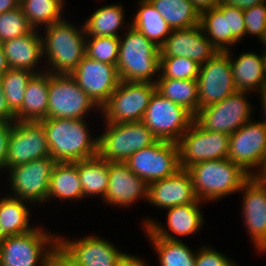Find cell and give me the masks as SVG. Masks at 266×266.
<instances>
[{
	"label": "cell",
	"instance_id": "cell-1",
	"mask_svg": "<svg viewBox=\"0 0 266 266\" xmlns=\"http://www.w3.org/2000/svg\"><path fill=\"white\" fill-rule=\"evenodd\" d=\"M46 132L50 156L56 162H77L98 154V138H91L85 119L46 118L39 121Z\"/></svg>",
	"mask_w": 266,
	"mask_h": 266
},
{
	"label": "cell",
	"instance_id": "cell-2",
	"mask_svg": "<svg viewBox=\"0 0 266 266\" xmlns=\"http://www.w3.org/2000/svg\"><path fill=\"white\" fill-rule=\"evenodd\" d=\"M44 31L45 35L41 34L43 55L50 65L46 71L70 75L86 56L84 26L78 29L63 18L45 26Z\"/></svg>",
	"mask_w": 266,
	"mask_h": 266
},
{
	"label": "cell",
	"instance_id": "cell-3",
	"mask_svg": "<svg viewBox=\"0 0 266 266\" xmlns=\"http://www.w3.org/2000/svg\"><path fill=\"white\" fill-rule=\"evenodd\" d=\"M124 36L119 39L116 64L120 81L156 84L157 79L153 80V76L159 74L160 48L131 24Z\"/></svg>",
	"mask_w": 266,
	"mask_h": 266
},
{
	"label": "cell",
	"instance_id": "cell-4",
	"mask_svg": "<svg viewBox=\"0 0 266 266\" xmlns=\"http://www.w3.org/2000/svg\"><path fill=\"white\" fill-rule=\"evenodd\" d=\"M199 201L222 199L241 190L250 177L239 165L228 158L197 163L187 169Z\"/></svg>",
	"mask_w": 266,
	"mask_h": 266
},
{
	"label": "cell",
	"instance_id": "cell-5",
	"mask_svg": "<svg viewBox=\"0 0 266 266\" xmlns=\"http://www.w3.org/2000/svg\"><path fill=\"white\" fill-rule=\"evenodd\" d=\"M105 123L106 130L97 137V155L108 162H126L133 153L158 140L142 121Z\"/></svg>",
	"mask_w": 266,
	"mask_h": 266
},
{
	"label": "cell",
	"instance_id": "cell-6",
	"mask_svg": "<svg viewBox=\"0 0 266 266\" xmlns=\"http://www.w3.org/2000/svg\"><path fill=\"white\" fill-rule=\"evenodd\" d=\"M58 235L35 227L29 233L7 236L0 244V266H46Z\"/></svg>",
	"mask_w": 266,
	"mask_h": 266
},
{
	"label": "cell",
	"instance_id": "cell-7",
	"mask_svg": "<svg viewBox=\"0 0 266 266\" xmlns=\"http://www.w3.org/2000/svg\"><path fill=\"white\" fill-rule=\"evenodd\" d=\"M194 118L189 110L155 90L142 122L158 140L177 142L192 125Z\"/></svg>",
	"mask_w": 266,
	"mask_h": 266
},
{
	"label": "cell",
	"instance_id": "cell-8",
	"mask_svg": "<svg viewBox=\"0 0 266 266\" xmlns=\"http://www.w3.org/2000/svg\"><path fill=\"white\" fill-rule=\"evenodd\" d=\"M93 107L101 111L71 75L49 72L48 118L85 119Z\"/></svg>",
	"mask_w": 266,
	"mask_h": 266
},
{
	"label": "cell",
	"instance_id": "cell-9",
	"mask_svg": "<svg viewBox=\"0 0 266 266\" xmlns=\"http://www.w3.org/2000/svg\"><path fill=\"white\" fill-rule=\"evenodd\" d=\"M155 90L154 83L120 81L109 101L101 108L104 122L142 121Z\"/></svg>",
	"mask_w": 266,
	"mask_h": 266
},
{
	"label": "cell",
	"instance_id": "cell-10",
	"mask_svg": "<svg viewBox=\"0 0 266 266\" xmlns=\"http://www.w3.org/2000/svg\"><path fill=\"white\" fill-rule=\"evenodd\" d=\"M230 135L203 129L195 120L176 142L181 169L204 161L227 158Z\"/></svg>",
	"mask_w": 266,
	"mask_h": 266
},
{
	"label": "cell",
	"instance_id": "cell-11",
	"mask_svg": "<svg viewBox=\"0 0 266 266\" xmlns=\"http://www.w3.org/2000/svg\"><path fill=\"white\" fill-rule=\"evenodd\" d=\"M131 171L148 184L176 174L180 168L176 142L157 140L133 153L126 161Z\"/></svg>",
	"mask_w": 266,
	"mask_h": 266
},
{
	"label": "cell",
	"instance_id": "cell-12",
	"mask_svg": "<svg viewBox=\"0 0 266 266\" xmlns=\"http://www.w3.org/2000/svg\"><path fill=\"white\" fill-rule=\"evenodd\" d=\"M247 93L236 91L224 100L198 110L194 120L205 130L231 135L251 120L253 109L245 96Z\"/></svg>",
	"mask_w": 266,
	"mask_h": 266
},
{
	"label": "cell",
	"instance_id": "cell-13",
	"mask_svg": "<svg viewBox=\"0 0 266 266\" xmlns=\"http://www.w3.org/2000/svg\"><path fill=\"white\" fill-rule=\"evenodd\" d=\"M230 51H219L200 65L197 77L199 110L218 103L237 91L231 72Z\"/></svg>",
	"mask_w": 266,
	"mask_h": 266
},
{
	"label": "cell",
	"instance_id": "cell-14",
	"mask_svg": "<svg viewBox=\"0 0 266 266\" xmlns=\"http://www.w3.org/2000/svg\"><path fill=\"white\" fill-rule=\"evenodd\" d=\"M227 158L250 176L255 175L251 170L266 161V126L262 121H247L230 135Z\"/></svg>",
	"mask_w": 266,
	"mask_h": 266
},
{
	"label": "cell",
	"instance_id": "cell-15",
	"mask_svg": "<svg viewBox=\"0 0 266 266\" xmlns=\"http://www.w3.org/2000/svg\"><path fill=\"white\" fill-rule=\"evenodd\" d=\"M55 164L56 161L49 156L9 169L8 179L13 191L11 196L35 204L47 202L51 173Z\"/></svg>",
	"mask_w": 266,
	"mask_h": 266
},
{
	"label": "cell",
	"instance_id": "cell-16",
	"mask_svg": "<svg viewBox=\"0 0 266 266\" xmlns=\"http://www.w3.org/2000/svg\"><path fill=\"white\" fill-rule=\"evenodd\" d=\"M50 156L46 132L40 122L13 123L4 170Z\"/></svg>",
	"mask_w": 266,
	"mask_h": 266
},
{
	"label": "cell",
	"instance_id": "cell-17",
	"mask_svg": "<svg viewBox=\"0 0 266 266\" xmlns=\"http://www.w3.org/2000/svg\"><path fill=\"white\" fill-rule=\"evenodd\" d=\"M78 86L101 109L120 83L116 65L85 56L70 74Z\"/></svg>",
	"mask_w": 266,
	"mask_h": 266
},
{
	"label": "cell",
	"instance_id": "cell-18",
	"mask_svg": "<svg viewBox=\"0 0 266 266\" xmlns=\"http://www.w3.org/2000/svg\"><path fill=\"white\" fill-rule=\"evenodd\" d=\"M219 50L206 37L200 25L172 30L160 47V57H186L202 65Z\"/></svg>",
	"mask_w": 266,
	"mask_h": 266
},
{
	"label": "cell",
	"instance_id": "cell-19",
	"mask_svg": "<svg viewBox=\"0 0 266 266\" xmlns=\"http://www.w3.org/2000/svg\"><path fill=\"white\" fill-rule=\"evenodd\" d=\"M242 212L245 227L257 251H266V187L254 176L242 185Z\"/></svg>",
	"mask_w": 266,
	"mask_h": 266
},
{
	"label": "cell",
	"instance_id": "cell-20",
	"mask_svg": "<svg viewBox=\"0 0 266 266\" xmlns=\"http://www.w3.org/2000/svg\"><path fill=\"white\" fill-rule=\"evenodd\" d=\"M58 243L82 266H119L128 253L121 252L113 243L100 236L77 240L58 236Z\"/></svg>",
	"mask_w": 266,
	"mask_h": 266
},
{
	"label": "cell",
	"instance_id": "cell-21",
	"mask_svg": "<svg viewBox=\"0 0 266 266\" xmlns=\"http://www.w3.org/2000/svg\"><path fill=\"white\" fill-rule=\"evenodd\" d=\"M147 201L160 208L202 204L192 184L190 173L180 169L176 174L148 184Z\"/></svg>",
	"mask_w": 266,
	"mask_h": 266
},
{
	"label": "cell",
	"instance_id": "cell-22",
	"mask_svg": "<svg viewBox=\"0 0 266 266\" xmlns=\"http://www.w3.org/2000/svg\"><path fill=\"white\" fill-rule=\"evenodd\" d=\"M167 228L155 220L148 219L142 222V227L148 237H159L168 240H180L178 236H190L199 231L204 223V216L200 204H187L167 208ZM144 223V224H143ZM169 231V232H168ZM171 232V233H170ZM175 234L174 235L172 234Z\"/></svg>",
	"mask_w": 266,
	"mask_h": 266
},
{
	"label": "cell",
	"instance_id": "cell-23",
	"mask_svg": "<svg viewBox=\"0 0 266 266\" xmlns=\"http://www.w3.org/2000/svg\"><path fill=\"white\" fill-rule=\"evenodd\" d=\"M109 184L104 202L128 207L139 199L147 201L148 183L136 176L126 162H109Z\"/></svg>",
	"mask_w": 266,
	"mask_h": 266
},
{
	"label": "cell",
	"instance_id": "cell-24",
	"mask_svg": "<svg viewBox=\"0 0 266 266\" xmlns=\"http://www.w3.org/2000/svg\"><path fill=\"white\" fill-rule=\"evenodd\" d=\"M38 33L37 29H33L26 35L0 44L9 68L28 70L33 73L44 72L37 70L39 62L43 59L42 36Z\"/></svg>",
	"mask_w": 266,
	"mask_h": 266
},
{
	"label": "cell",
	"instance_id": "cell-25",
	"mask_svg": "<svg viewBox=\"0 0 266 266\" xmlns=\"http://www.w3.org/2000/svg\"><path fill=\"white\" fill-rule=\"evenodd\" d=\"M230 64L237 91L249 94L251 91L262 93L266 89V70L262 55L249 51L232 60L230 52Z\"/></svg>",
	"mask_w": 266,
	"mask_h": 266
},
{
	"label": "cell",
	"instance_id": "cell-26",
	"mask_svg": "<svg viewBox=\"0 0 266 266\" xmlns=\"http://www.w3.org/2000/svg\"><path fill=\"white\" fill-rule=\"evenodd\" d=\"M49 72L34 73L27 83L21 109L16 121L39 122L48 118Z\"/></svg>",
	"mask_w": 266,
	"mask_h": 266
},
{
	"label": "cell",
	"instance_id": "cell-27",
	"mask_svg": "<svg viewBox=\"0 0 266 266\" xmlns=\"http://www.w3.org/2000/svg\"><path fill=\"white\" fill-rule=\"evenodd\" d=\"M51 198L68 201L82 200L83 190L78 175V161L56 162L48 190V200Z\"/></svg>",
	"mask_w": 266,
	"mask_h": 266
},
{
	"label": "cell",
	"instance_id": "cell-28",
	"mask_svg": "<svg viewBox=\"0 0 266 266\" xmlns=\"http://www.w3.org/2000/svg\"><path fill=\"white\" fill-rule=\"evenodd\" d=\"M137 4L138 12L131 26L160 48L172 32L171 27L148 0H140Z\"/></svg>",
	"mask_w": 266,
	"mask_h": 266
},
{
	"label": "cell",
	"instance_id": "cell-29",
	"mask_svg": "<svg viewBox=\"0 0 266 266\" xmlns=\"http://www.w3.org/2000/svg\"><path fill=\"white\" fill-rule=\"evenodd\" d=\"M109 162L98 155L78 161V175L83 198L99 195L104 199L109 184Z\"/></svg>",
	"mask_w": 266,
	"mask_h": 266
},
{
	"label": "cell",
	"instance_id": "cell-30",
	"mask_svg": "<svg viewBox=\"0 0 266 266\" xmlns=\"http://www.w3.org/2000/svg\"><path fill=\"white\" fill-rule=\"evenodd\" d=\"M199 25L206 37L219 51L230 50L231 31H229L227 5L219 4L215 8L201 12Z\"/></svg>",
	"mask_w": 266,
	"mask_h": 266
},
{
	"label": "cell",
	"instance_id": "cell-31",
	"mask_svg": "<svg viewBox=\"0 0 266 266\" xmlns=\"http://www.w3.org/2000/svg\"><path fill=\"white\" fill-rule=\"evenodd\" d=\"M26 205L28 201L10 195L0 199V222L6 236L21 235L35 229V226H30V211Z\"/></svg>",
	"mask_w": 266,
	"mask_h": 266
},
{
	"label": "cell",
	"instance_id": "cell-32",
	"mask_svg": "<svg viewBox=\"0 0 266 266\" xmlns=\"http://www.w3.org/2000/svg\"><path fill=\"white\" fill-rule=\"evenodd\" d=\"M172 30L200 24V13L190 0H148Z\"/></svg>",
	"mask_w": 266,
	"mask_h": 266
},
{
	"label": "cell",
	"instance_id": "cell-33",
	"mask_svg": "<svg viewBox=\"0 0 266 266\" xmlns=\"http://www.w3.org/2000/svg\"><path fill=\"white\" fill-rule=\"evenodd\" d=\"M156 90L165 98L189 110L194 116L199 110L197 80L157 78Z\"/></svg>",
	"mask_w": 266,
	"mask_h": 266
},
{
	"label": "cell",
	"instance_id": "cell-34",
	"mask_svg": "<svg viewBox=\"0 0 266 266\" xmlns=\"http://www.w3.org/2000/svg\"><path fill=\"white\" fill-rule=\"evenodd\" d=\"M124 10L122 4H111L98 8L84 21L85 35L120 37L117 32L125 22Z\"/></svg>",
	"mask_w": 266,
	"mask_h": 266
},
{
	"label": "cell",
	"instance_id": "cell-35",
	"mask_svg": "<svg viewBox=\"0 0 266 266\" xmlns=\"http://www.w3.org/2000/svg\"><path fill=\"white\" fill-rule=\"evenodd\" d=\"M159 256V266H195L196 252L181 240L148 237Z\"/></svg>",
	"mask_w": 266,
	"mask_h": 266
},
{
	"label": "cell",
	"instance_id": "cell-36",
	"mask_svg": "<svg viewBox=\"0 0 266 266\" xmlns=\"http://www.w3.org/2000/svg\"><path fill=\"white\" fill-rule=\"evenodd\" d=\"M63 0H20V7L34 29L63 19ZM62 13V14H61Z\"/></svg>",
	"mask_w": 266,
	"mask_h": 266
},
{
	"label": "cell",
	"instance_id": "cell-37",
	"mask_svg": "<svg viewBox=\"0 0 266 266\" xmlns=\"http://www.w3.org/2000/svg\"><path fill=\"white\" fill-rule=\"evenodd\" d=\"M33 74L32 71L9 68L0 78L8 106L15 114L22 107L25 89Z\"/></svg>",
	"mask_w": 266,
	"mask_h": 266
},
{
	"label": "cell",
	"instance_id": "cell-38",
	"mask_svg": "<svg viewBox=\"0 0 266 266\" xmlns=\"http://www.w3.org/2000/svg\"><path fill=\"white\" fill-rule=\"evenodd\" d=\"M119 39L117 36H86V56L116 65L119 56Z\"/></svg>",
	"mask_w": 266,
	"mask_h": 266
},
{
	"label": "cell",
	"instance_id": "cell-39",
	"mask_svg": "<svg viewBox=\"0 0 266 266\" xmlns=\"http://www.w3.org/2000/svg\"><path fill=\"white\" fill-rule=\"evenodd\" d=\"M200 64L186 57H160L158 78L197 80Z\"/></svg>",
	"mask_w": 266,
	"mask_h": 266
},
{
	"label": "cell",
	"instance_id": "cell-40",
	"mask_svg": "<svg viewBox=\"0 0 266 266\" xmlns=\"http://www.w3.org/2000/svg\"><path fill=\"white\" fill-rule=\"evenodd\" d=\"M33 29L20 6L0 14V44L26 35Z\"/></svg>",
	"mask_w": 266,
	"mask_h": 266
},
{
	"label": "cell",
	"instance_id": "cell-41",
	"mask_svg": "<svg viewBox=\"0 0 266 266\" xmlns=\"http://www.w3.org/2000/svg\"><path fill=\"white\" fill-rule=\"evenodd\" d=\"M245 19V37L254 35L260 40L266 27V2L243 10Z\"/></svg>",
	"mask_w": 266,
	"mask_h": 266
},
{
	"label": "cell",
	"instance_id": "cell-42",
	"mask_svg": "<svg viewBox=\"0 0 266 266\" xmlns=\"http://www.w3.org/2000/svg\"><path fill=\"white\" fill-rule=\"evenodd\" d=\"M235 263L225 254L208 246L201 247L196 252L195 266H236Z\"/></svg>",
	"mask_w": 266,
	"mask_h": 266
},
{
	"label": "cell",
	"instance_id": "cell-43",
	"mask_svg": "<svg viewBox=\"0 0 266 266\" xmlns=\"http://www.w3.org/2000/svg\"><path fill=\"white\" fill-rule=\"evenodd\" d=\"M228 23L231 31V46L245 36V19L243 9L228 6Z\"/></svg>",
	"mask_w": 266,
	"mask_h": 266
},
{
	"label": "cell",
	"instance_id": "cell-44",
	"mask_svg": "<svg viewBox=\"0 0 266 266\" xmlns=\"http://www.w3.org/2000/svg\"><path fill=\"white\" fill-rule=\"evenodd\" d=\"M46 266H82L58 243L50 252Z\"/></svg>",
	"mask_w": 266,
	"mask_h": 266
},
{
	"label": "cell",
	"instance_id": "cell-45",
	"mask_svg": "<svg viewBox=\"0 0 266 266\" xmlns=\"http://www.w3.org/2000/svg\"><path fill=\"white\" fill-rule=\"evenodd\" d=\"M13 123L0 120V171L6 167L9 138Z\"/></svg>",
	"mask_w": 266,
	"mask_h": 266
},
{
	"label": "cell",
	"instance_id": "cell-46",
	"mask_svg": "<svg viewBox=\"0 0 266 266\" xmlns=\"http://www.w3.org/2000/svg\"><path fill=\"white\" fill-rule=\"evenodd\" d=\"M0 120L7 122H16L15 113L9 108L4 91L0 81Z\"/></svg>",
	"mask_w": 266,
	"mask_h": 266
},
{
	"label": "cell",
	"instance_id": "cell-47",
	"mask_svg": "<svg viewBox=\"0 0 266 266\" xmlns=\"http://www.w3.org/2000/svg\"><path fill=\"white\" fill-rule=\"evenodd\" d=\"M264 2H266V0H221L220 4L238 7L240 9L245 10Z\"/></svg>",
	"mask_w": 266,
	"mask_h": 266
},
{
	"label": "cell",
	"instance_id": "cell-48",
	"mask_svg": "<svg viewBox=\"0 0 266 266\" xmlns=\"http://www.w3.org/2000/svg\"><path fill=\"white\" fill-rule=\"evenodd\" d=\"M199 13L217 7L221 0H190Z\"/></svg>",
	"mask_w": 266,
	"mask_h": 266
},
{
	"label": "cell",
	"instance_id": "cell-49",
	"mask_svg": "<svg viewBox=\"0 0 266 266\" xmlns=\"http://www.w3.org/2000/svg\"><path fill=\"white\" fill-rule=\"evenodd\" d=\"M119 266H148L142 258L128 254Z\"/></svg>",
	"mask_w": 266,
	"mask_h": 266
},
{
	"label": "cell",
	"instance_id": "cell-50",
	"mask_svg": "<svg viewBox=\"0 0 266 266\" xmlns=\"http://www.w3.org/2000/svg\"><path fill=\"white\" fill-rule=\"evenodd\" d=\"M20 6V0H0V14L16 9Z\"/></svg>",
	"mask_w": 266,
	"mask_h": 266
},
{
	"label": "cell",
	"instance_id": "cell-51",
	"mask_svg": "<svg viewBox=\"0 0 266 266\" xmlns=\"http://www.w3.org/2000/svg\"><path fill=\"white\" fill-rule=\"evenodd\" d=\"M9 69L7 59L3 50V47L0 45V78L7 72Z\"/></svg>",
	"mask_w": 266,
	"mask_h": 266
},
{
	"label": "cell",
	"instance_id": "cell-52",
	"mask_svg": "<svg viewBox=\"0 0 266 266\" xmlns=\"http://www.w3.org/2000/svg\"><path fill=\"white\" fill-rule=\"evenodd\" d=\"M254 177L266 187V161L262 164L261 168L255 172Z\"/></svg>",
	"mask_w": 266,
	"mask_h": 266
},
{
	"label": "cell",
	"instance_id": "cell-53",
	"mask_svg": "<svg viewBox=\"0 0 266 266\" xmlns=\"http://www.w3.org/2000/svg\"><path fill=\"white\" fill-rule=\"evenodd\" d=\"M260 95H261L260 101L263 103V105H262L263 106V113L265 114L264 116H266V89L262 93H260ZM264 119L265 120L262 122L266 126V117Z\"/></svg>",
	"mask_w": 266,
	"mask_h": 266
},
{
	"label": "cell",
	"instance_id": "cell-54",
	"mask_svg": "<svg viewBox=\"0 0 266 266\" xmlns=\"http://www.w3.org/2000/svg\"><path fill=\"white\" fill-rule=\"evenodd\" d=\"M6 237L7 236L4 234L3 228H2V225H1V222H0V244Z\"/></svg>",
	"mask_w": 266,
	"mask_h": 266
},
{
	"label": "cell",
	"instance_id": "cell-55",
	"mask_svg": "<svg viewBox=\"0 0 266 266\" xmlns=\"http://www.w3.org/2000/svg\"><path fill=\"white\" fill-rule=\"evenodd\" d=\"M263 43V45L266 47V27H265V30H264V33H263V36L262 38L260 39V43Z\"/></svg>",
	"mask_w": 266,
	"mask_h": 266
},
{
	"label": "cell",
	"instance_id": "cell-56",
	"mask_svg": "<svg viewBox=\"0 0 266 266\" xmlns=\"http://www.w3.org/2000/svg\"><path fill=\"white\" fill-rule=\"evenodd\" d=\"M264 50L265 51L263 52L262 56H263V59H264V68L266 70V48Z\"/></svg>",
	"mask_w": 266,
	"mask_h": 266
}]
</instances>
